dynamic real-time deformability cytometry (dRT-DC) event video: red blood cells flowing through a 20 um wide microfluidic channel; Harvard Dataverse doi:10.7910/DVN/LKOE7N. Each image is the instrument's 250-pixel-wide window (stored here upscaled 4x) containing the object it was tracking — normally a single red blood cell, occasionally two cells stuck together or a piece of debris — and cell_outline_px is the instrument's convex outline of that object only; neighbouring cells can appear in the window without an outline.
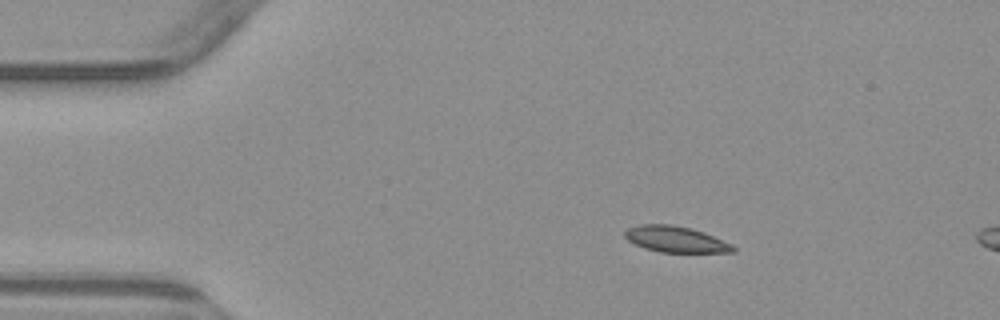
{"species": "common noctule bat (a hibernating species)", "species_latin": "Nyctalus noctula", "temperature_condition": "warm", "stored_images_in_passage": 4, "camera_frame_rate_fps": 3000, "um_per_image_px": 0.085, "animal": {"sex": "male", "body_mass_g": 23.1, "forearm_length_mm": 52.7}, "frame": {"image": 1, "passage_image": 2, "time_ms": 1.333, "image_size_px": [1000, 320], "cell_outline_px": [[736, 252], [660, 252], [644, 248], [628, 240], [624, 236], [624, 232], [628, 228], [640, 224], [672, 224], [692, 228], [704, 232], [732, 244], [736, 248]], "centroid_in_image_um": [57.44, 20.33], "position_along_channel_um": 27.6, "area_um2": 16.47}}